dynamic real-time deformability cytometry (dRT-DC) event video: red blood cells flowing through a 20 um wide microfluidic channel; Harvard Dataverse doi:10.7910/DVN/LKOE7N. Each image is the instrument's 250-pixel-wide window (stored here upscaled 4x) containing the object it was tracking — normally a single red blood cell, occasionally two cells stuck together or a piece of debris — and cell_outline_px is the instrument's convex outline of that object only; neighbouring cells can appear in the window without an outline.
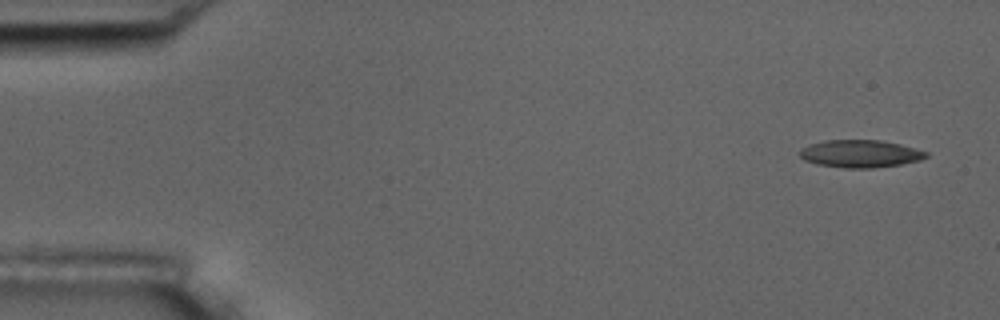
{"species": "common noctule bat (a hibernating species)", "species_latin": "Nyctalus noctula", "temperature_condition": "room temperature", "stored_images_in_passage": 4, "camera_frame_rate_fps": 3000, "um_per_image_px": 0.085, "animal": {"sex": "male", "body_mass_g": 17.5, "forearm_length_mm": 52.3}, "frame": {"image": 1, "passage_image": 1, "time_ms": 0.0, "image_size_px": [1000, 320], "cell_outline_px": [[928, 156], [920, 160], [900, 164], [872, 168], [844, 168], [816, 164], [804, 160], [800, 156], [800, 148], [808, 144], [824, 140], [880, 140], [900, 144], [928, 152]], "centroid_in_image_um": [73.09, 13.06], "position_along_channel_um": 11.9, "area_um2": 20.35}}
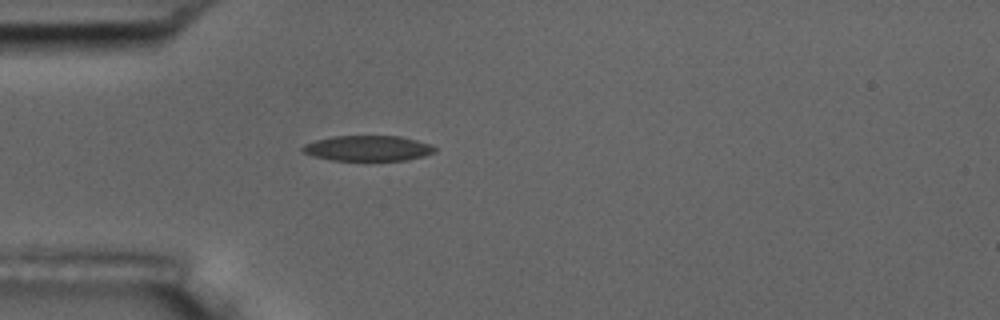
{"frame": {"image": 2, "passage_image": 4, "time_ms": 1.0, "image_size_px": [1000, 320], "cell_outline_px": [[436, 152], [424, 156], [408, 160], [332, 160], [312, 156], [304, 152], [300, 148], [304, 144], [316, 140], [332, 136], [400, 136], [432, 144], [436, 148]], "centroid_in_image_um": [31.29, 12.6], "position_along_channel_um": 53.7, "area_um2": 19.65}}